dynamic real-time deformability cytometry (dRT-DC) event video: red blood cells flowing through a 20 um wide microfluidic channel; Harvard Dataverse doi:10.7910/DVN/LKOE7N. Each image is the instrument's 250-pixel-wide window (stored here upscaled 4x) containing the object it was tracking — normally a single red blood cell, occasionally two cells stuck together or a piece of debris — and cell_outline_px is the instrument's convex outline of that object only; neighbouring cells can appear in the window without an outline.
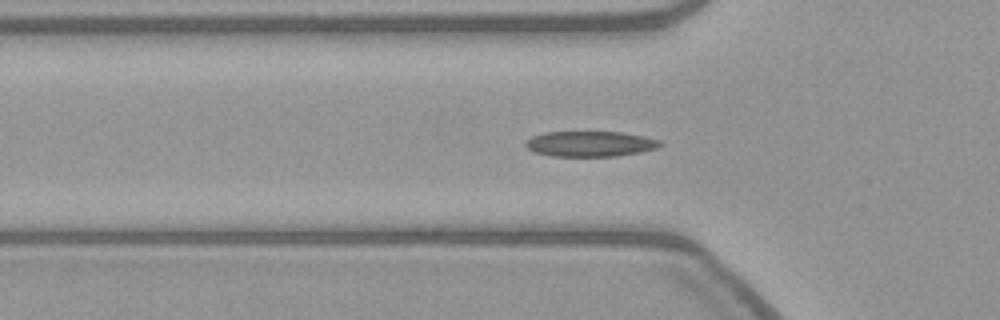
{"species": "common noctule bat (a hibernating species)", "species_latin": "Nyctalus noctula", "temperature_condition": "warm", "stored_images_in_passage": 51, "camera_frame_rate_fps": 3000, "um_per_image_px": 0.085, "animal": {"sex": "female", "body_mass_g": 21.9}, "frame": {"image": 1, "passage_image": 13, "time_ms": 4.0, "image_size_px": [1000, 320], "cell_outline_px": [[664, 144], [656, 148], [640, 152], [616, 156], [552, 156], [536, 152], [528, 148], [524, 144], [524, 140], [532, 136], [544, 132], [620, 132], [644, 136], [660, 140]], "centroid_in_image_um": [50.16, 12.22], "position_along_channel_um": 75.6, "area_um2": 19.94}}
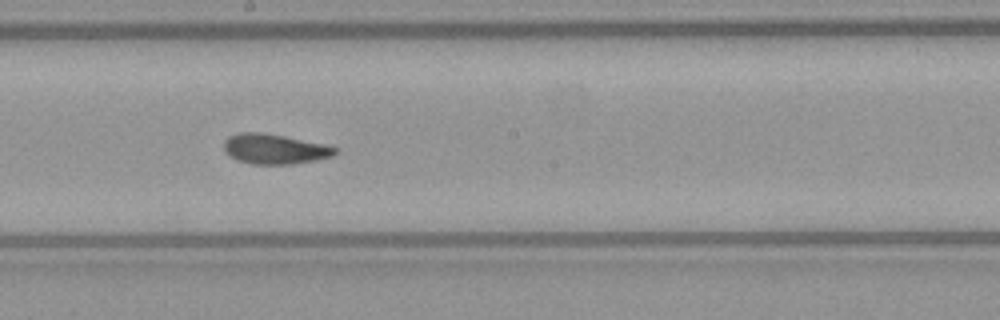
{"frame": {"image": 2, "passage_image": 25, "time_ms": 8.0, "image_size_px": [1000, 320], "cell_outline_px": [[336, 152], [332, 156], [316, 160], [292, 164], [252, 164], [236, 160], [224, 148], [224, 140], [228, 136], [240, 132], [260, 132], [284, 136], [324, 144], [336, 148]], "centroid_in_image_um": [23.32, 12.66], "position_along_channel_um": 224.9, "area_um2": 19.25}}
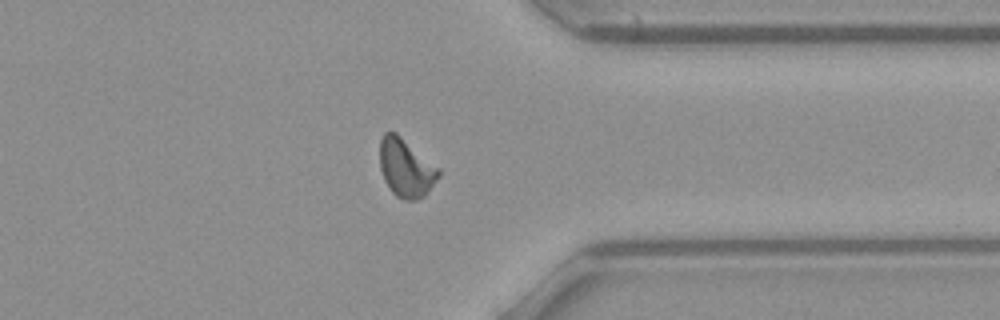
{"frame": {"image": 3, "passage_image": 38, "time_ms": 12.333, "image_size_px": [1000, 320], "cell_outline_px": [[440, 176], [424, 196], [416, 200], [404, 200], [396, 196], [392, 192], [384, 180], [380, 168], [380, 140], [384, 132], [396, 132], [440, 168]], "centroid_in_image_um": [34.51, 14.27], "position_along_channel_um": 376.9, "area_um2": 20.06}}